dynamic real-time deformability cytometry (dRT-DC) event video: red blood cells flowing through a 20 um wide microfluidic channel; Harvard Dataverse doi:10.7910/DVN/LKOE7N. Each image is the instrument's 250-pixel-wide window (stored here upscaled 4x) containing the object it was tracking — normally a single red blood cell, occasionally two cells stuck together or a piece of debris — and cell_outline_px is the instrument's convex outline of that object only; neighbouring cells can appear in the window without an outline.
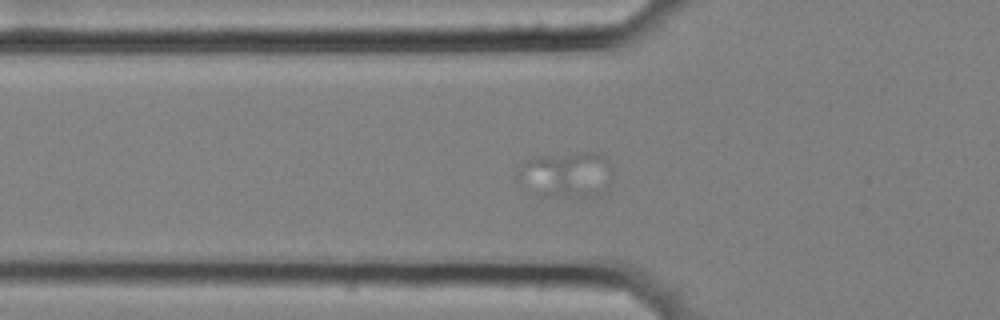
{"species": "common noctule bat (a hibernating species)", "species_latin": "Nyctalus noctula", "temperature_condition": "cold", "stored_images_in_passage": 13, "camera_frame_rate_fps": 3000, "um_per_image_px": 0.085, "animal": {"sex": "female", "body_mass_g": 25.1}, "frame": {"image": 1, "passage_image": 2, "time_ms": 0.333, "image_size_px": [1000, 320], "cell_outline_px": [[608, 168], [564, 192], [544, 196], [516, 180], [516, 172], [524, 160], [532, 156], [580, 152], [600, 152], [604, 156], [608, 164]], "centroid_in_image_um": [47.58, 14.54], "position_along_channel_um": 78.2, "area_um2": 20.11}}
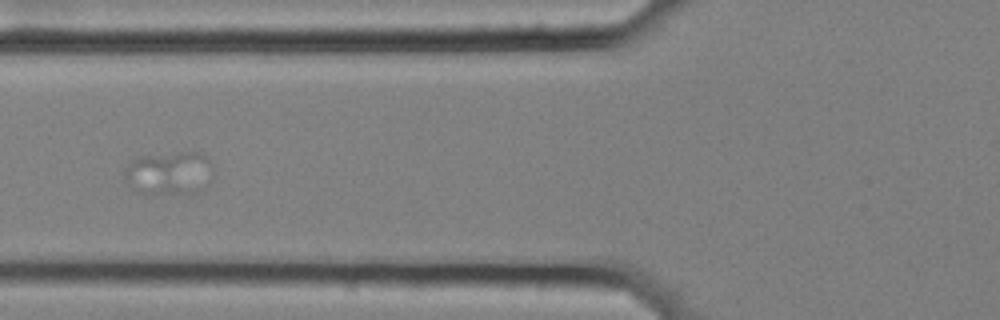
{"frame": {"image": 2, "passage_image": 5, "time_ms": 1.333, "image_size_px": [1000, 320], "cell_outline_px": [[212, 176], [208, 184], [204, 188], [196, 192], [144, 196], [136, 192], [124, 180], [124, 168], [140, 156], [180, 152], [196, 152], [204, 156], [212, 164]], "centroid_in_image_um": [14.34, 14.76], "position_along_channel_um": 111.5, "area_um2": 22.83}}